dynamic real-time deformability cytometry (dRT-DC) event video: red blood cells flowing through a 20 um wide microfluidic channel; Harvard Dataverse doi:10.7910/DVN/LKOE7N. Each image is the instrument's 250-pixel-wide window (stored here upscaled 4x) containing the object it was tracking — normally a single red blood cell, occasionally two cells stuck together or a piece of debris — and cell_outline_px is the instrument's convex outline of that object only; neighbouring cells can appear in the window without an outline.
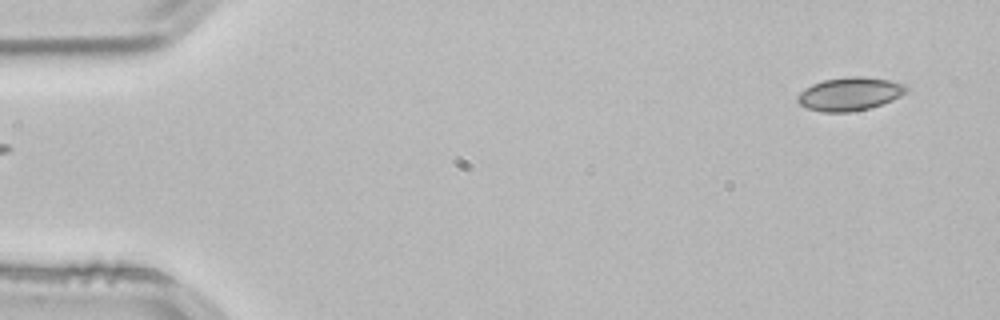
{"species": "common noctule bat (a hibernating species)", "species_latin": "Nyctalus noctula", "temperature_condition": "room temperature", "stored_images_in_passage": 51, "camera_frame_rate_fps": 3000, "um_per_image_px": 0.085, "animal": {"sex": "male", "body_mass_g": 21.5, "forearm_length_mm": 52.0}, "frame": {"image": 1, "passage_image": 1, "time_ms": 0.0, "image_size_px": [1000, 320], "cell_outline_px": [[908, 92], [892, 100], [872, 108], [852, 112], [820, 112], [808, 108], [800, 104], [796, 100], [796, 96], [804, 88], [812, 84], [824, 80], [848, 76], [864, 76], [888, 80], [908, 84]], "centroid_in_image_um": [72.25, 7.98], "position_along_channel_um": 12.7, "area_um2": 21.44}}
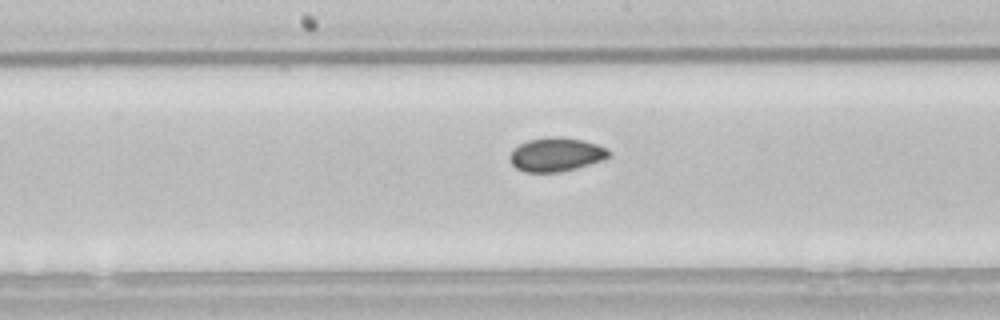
{"frame": {"image": 2, "passage_image": 25, "time_ms": 8.0, "image_size_px": [1000, 320], "cell_outline_px": [[612, 156], [604, 160], [576, 168], [560, 172], [524, 172], [516, 168], [512, 164], [512, 152], [520, 144], [528, 140], [548, 136], [556, 136], [584, 140], [608, 148], [612, 152]], "centroid_in_image_um": [47.35, 13.13], "position_along_channel_um": 200.8, "area_um2": 19.54}}
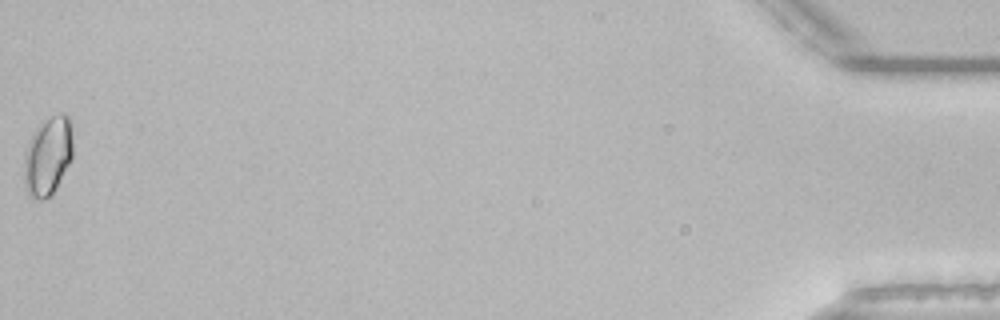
{"frame": {"image": 3, "passage_image": 51, "time_ms": 16.667, "image_size_px": [1000, 320], "cell_outline_px": [[72, 160], [56, 188], [48, 196], [40, 200], [28, 196], [24, 184], [24, 156], [28, 140], [32, 132], [52, 116], [60, 112], [64, 112], [68, 116], [72, 124]], "centroid_in_image_um": [4.07, 13.25], "position_along_channel_um": 431.1, "area_um2": 22.6}, "authors_computed_cell_mechanics": {"area_um2": 19.5364, "velocity_mm_per_s": 3.829, "shape_relaxation_time_tau1_ms": 11.0681, "shape_relaxation_time_tau2_ms": 3.0203, "deformation_change_tau1": 0.0864, "deformation_change_tau2": 0.0562}}